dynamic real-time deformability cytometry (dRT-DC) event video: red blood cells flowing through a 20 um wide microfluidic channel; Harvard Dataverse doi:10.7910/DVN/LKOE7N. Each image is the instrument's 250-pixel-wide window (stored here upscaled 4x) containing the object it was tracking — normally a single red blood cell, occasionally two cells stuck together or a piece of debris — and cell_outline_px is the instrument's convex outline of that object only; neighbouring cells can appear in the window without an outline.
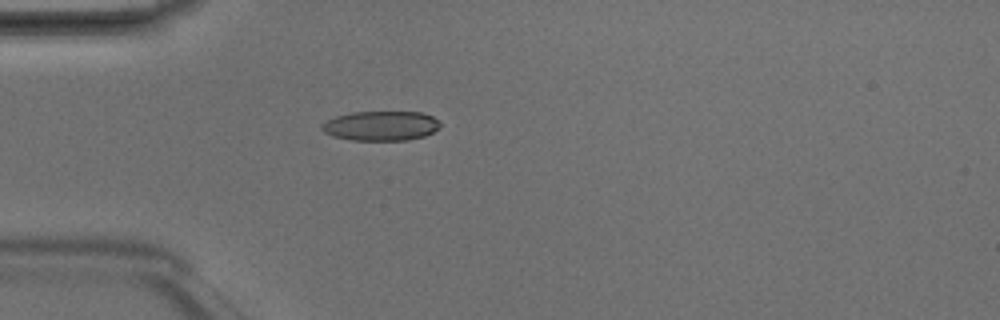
{"species": "Egyptian fruit bat (a non-hibernating species)", "species_latin": "Rousettus aegyptiacus", "temperature_condition": "room temperature", "stored_images_in_passage": 3, "camera_frame_rate_fps": 3000, "um_per_image_px": 0.085, "animal": {"sex": "male"}, "frame": {"image": 1, "passage_image": 3, "time_ms": 0.667, "image_size_px": [1000, 320], "cell_outline_px": [[440, 128], [424, 136], [408, 140], [352, 140], [332, 136], [324, 132], [320, 128], [320, 124], [336, 116], [352, 112], [420, 112], [432, 116], [440, 124]], "centroid_in_image_um": [32.35, 10.7], "position_along_channel_um": 52.6, "area_um2": 20.4}}